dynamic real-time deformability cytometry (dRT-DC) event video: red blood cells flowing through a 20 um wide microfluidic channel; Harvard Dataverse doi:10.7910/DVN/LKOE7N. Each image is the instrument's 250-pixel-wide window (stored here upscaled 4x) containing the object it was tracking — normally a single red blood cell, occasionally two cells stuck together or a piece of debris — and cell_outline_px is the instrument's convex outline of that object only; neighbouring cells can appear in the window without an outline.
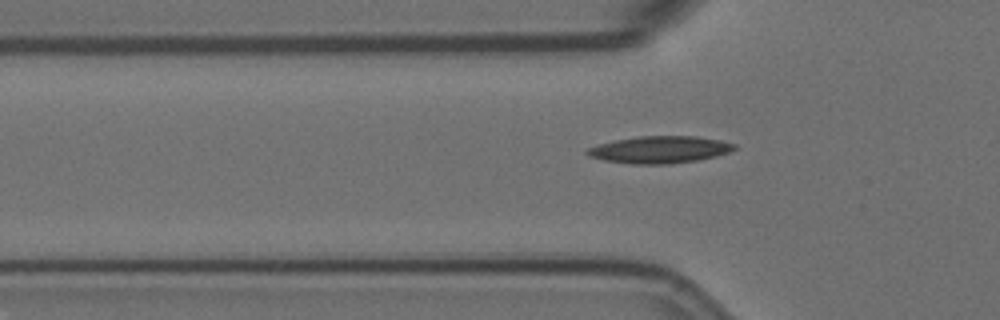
{"species": "Egyptian fruit bat (a non-hibernating species)", "species_latin": "Rousettus aegyptiacus", "temperature_condition": "room temperature", "stored_images_in_passage": 36, "camera_frame_rate_fps": 3000, "um_per_image_px": 0.085, "animal": {"sex": "female"}, "frame": {"image": 1, "passage_image": 4, "time_ms": 1.0, "image_size_px": [1000, 320], "cell_outline_px": [[736, 148], [728, 152], [716, 156], [696, 160], [672, 164], [632, 164], [604, 160], [588, 156], [584, 152], [588, 148], [600, 144], [616, 140], [640, 136], [696, 136], [720, 140], [736, 144]], "centroid_in_image_um": [56.07, 12.72], "position_along_channel_um": 69.7, "area_um2": 23.12}}
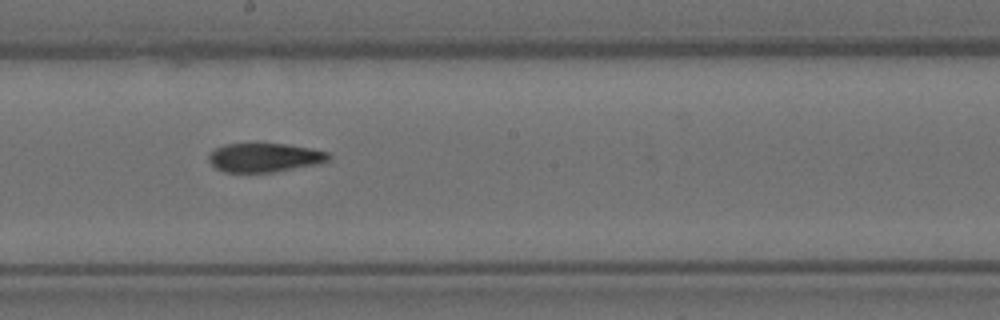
{"frame": {"image": 2, "passage_image": 17, "time_ms": 5.333, "image_size_px": [1000, 320], "cell_outline_px": [[332, 156], [328, 160], [320, 164], [272, 172], [224, 172], [216, 168], [208, 160], [208, 156], [216, 148], [224, 144], [288, 144], [328, 152]], "centroid_in_image_um": [22.5, 13.4], "position_along_channel_um": 225.7, "area_um2": 20.11}}
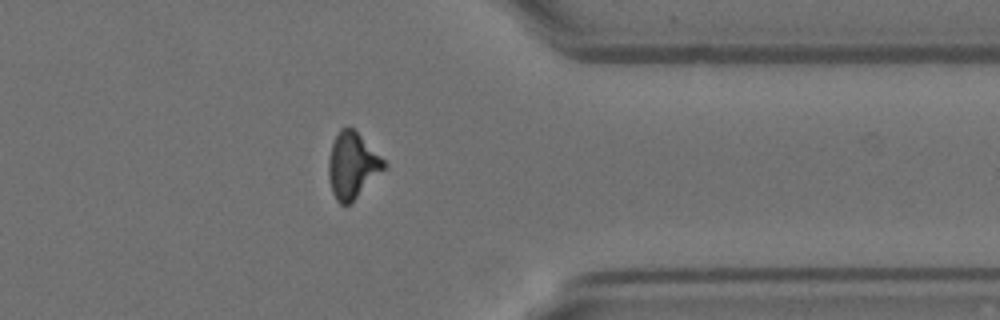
{"frame": {"image": 3, "passage_image": 31, "time_ms": 10.0, "image_size_px": [1000, 320], "cell_outline_px": [[384, 168], [348, 204], [340, 204], [336, 200], [332, 192], [328, 176], [328, 160], [332, 144], [340, 128], [352, 128], [384, 160]], "centroid_in_image_um": [29.89, 14.05], "position_along_channel_um": 381.5, "area_um2": 20.35}}